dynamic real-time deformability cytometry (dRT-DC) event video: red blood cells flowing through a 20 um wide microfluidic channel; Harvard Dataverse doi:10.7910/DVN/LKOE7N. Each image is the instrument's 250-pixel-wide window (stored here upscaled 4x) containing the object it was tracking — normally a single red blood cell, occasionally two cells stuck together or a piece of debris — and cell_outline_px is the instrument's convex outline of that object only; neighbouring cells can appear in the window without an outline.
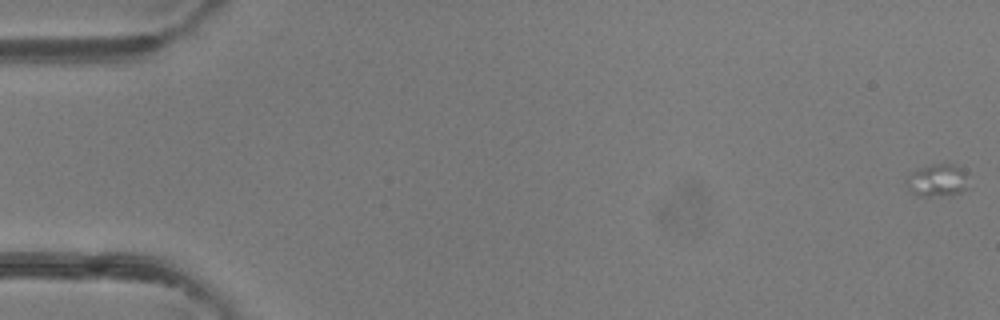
{"species": "common noctule bat (a hibernating species)", "species_latin": "Nyctalus noctula", "temperature_condition": "room temperature", "stored_images_in_passage": 7, "camera_frame_rate_fps": 3000, "um_per_image_px": 0.085, "animal": {"sex": "female"}, "frame": {"image": 1, "passage_image": 1, "time_ms": 0.0, "image_size_px": [1000, 320], "cell_outline_px": [[968, 188], [960, 192], [932, 196], [916, 196], [908, 188], [908, 176], [912, 172], [920, 168], [932, 164], [952, 164], [960, 168], [964, 172]], "centroid_in_image_um": [79.66, 15.33], "position_along_channel_um": 5.3, "area_um2": 11.33}}